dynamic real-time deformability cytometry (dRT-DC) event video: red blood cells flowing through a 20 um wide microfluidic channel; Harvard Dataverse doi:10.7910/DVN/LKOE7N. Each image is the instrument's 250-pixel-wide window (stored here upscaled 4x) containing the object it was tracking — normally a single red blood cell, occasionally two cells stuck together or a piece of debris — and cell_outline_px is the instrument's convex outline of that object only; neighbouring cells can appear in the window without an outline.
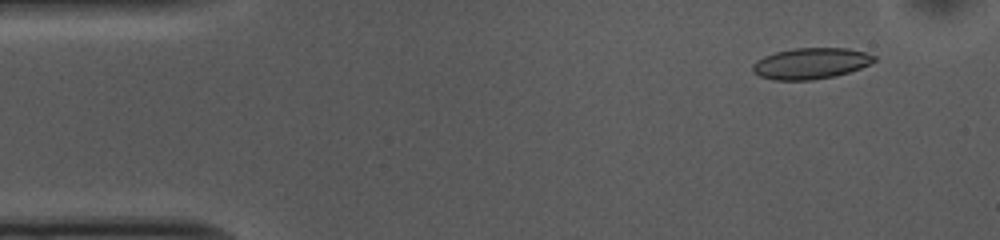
{"species": "common noctule bat (a hibernating species)", "species_latin": "Nyctalus noctula", "temperature_condition": "cold", "stored_images_in_passage": 52, "camera_frame_rate_fps": 3000, "um_per_image_px": 0.085, "animal": {"sex": "female", "body_mass_g": 10.0, "forearm_length_mm": 53.1}, "frame": {"image": 1, "passage_image": 4, "time_ms": 1.0, "image_size_px": [1000, 240], "cell_outline_px": [[876, 60], [872, 64], [836, 76], [812, 80], [772, 80], [760, 76], [752, 72], [752, 64], [756, 60], [764, 56], [776, 52], [792, 48], [848, 48], [864, 52], [876, 56]], "centroid_in_image_um": [68.91, 5.39], "position_along_channel_um": 16.1, "area_um2": 22.2}}
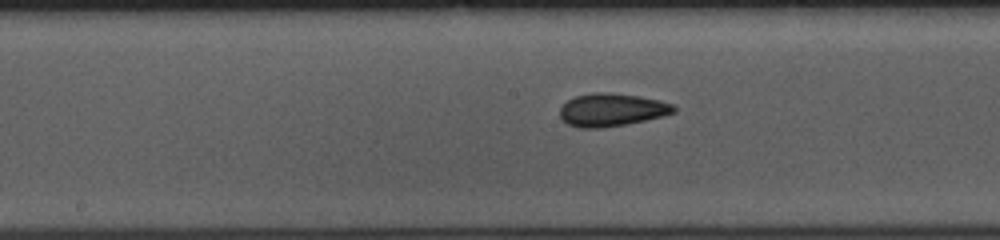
{"frame": {"image": 2, "passage_image": 25, "time_ms": 8.0, "image_size_px": [1000, 240], "cell_outline_px": [[676, 112], [664, 116], [604, 128], [580, 128], [568, 124], [560, 116], [560, 108], [568, 100], [576, 96], [592, 92], [608, 92], [640, 96], [660, 100], [672, 104], [676, 108]], "centroid_in_image_um": [52.01, 9.33], "position_along_channel_um": 196.2, "area_um2": 21.85}}
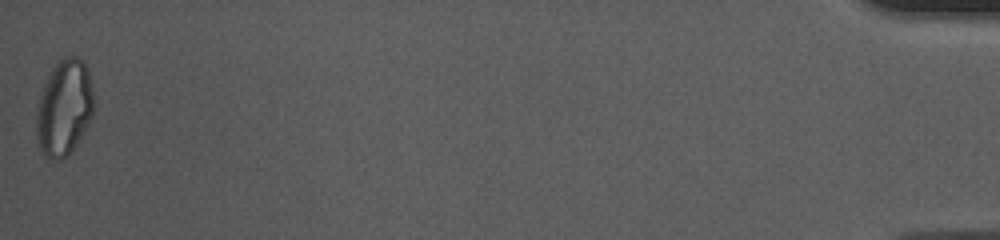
{"frame": {"image": 3, "passage_image": 52, "time_ms": 17.0, "image_size_px": [1000, 240], "cell_outline_px": [[96, 104], [92, 116], [88, 124], [76, 144], [68, 156], [60, 160], [48, 160], [40, 152], [36, 136], [36, 108], [44, 84], [56, 60], [64, 56], [76, 56], [84, 60], [88, 68]], "centroid_in_image_um": [5.46, 9.15], "position_along_channel_um": 429.7, "area_um2": 32.95}, "authors_computed_cell_mechanics": {"area_um2": 21.7617, "velocity_mm_per_s": 3.7193, "shape_relaxation_time_tau1_ms": 10.38, "shape_relaxation_time_tau2_ms": 2.6132, "deformation_change_tau1": 0.1715, "deformation_change_tau2": 0.0961}}